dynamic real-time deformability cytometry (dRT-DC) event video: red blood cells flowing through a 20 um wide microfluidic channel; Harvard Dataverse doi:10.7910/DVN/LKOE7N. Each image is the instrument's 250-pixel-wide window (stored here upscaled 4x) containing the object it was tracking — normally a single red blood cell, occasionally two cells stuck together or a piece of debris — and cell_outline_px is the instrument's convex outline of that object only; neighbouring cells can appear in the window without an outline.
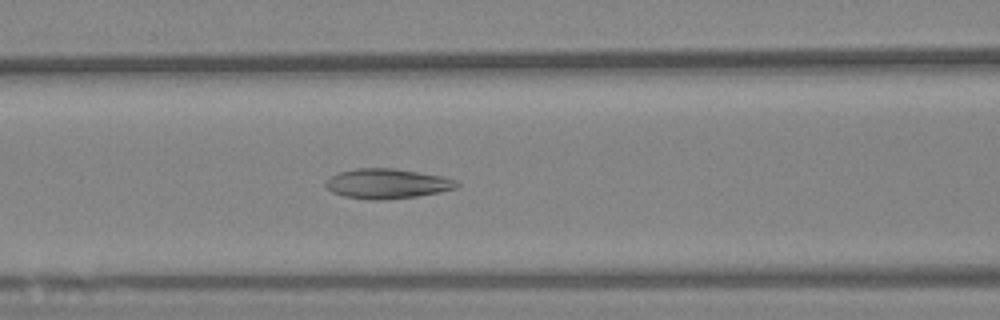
{"species": "Egyptian fruit bat (a non-hibernating species)", "species_latin": "Rousettus aegyptiacus", "temperature_condition": "warm", "stored_images_in_passage": 50, "camera_frame_rate_fps": 3000, "um_per_image_px": 0.085, "animal": {"sex": "female"}, "frame": {"image": 1, "passage_image": 19, "time_ms": 6.0, "image_size_px": [1000, 320], "cell_outline_px": [[460, 184], [456, 188], [440, 192], [416, 196], [384, 200], [368, 200], [344, 196], [332, 192], [324, 184], [332, 176], [340, 172], [356, 168], [392, 168], [440, 176], [456, 180]], "centroid_in_image_um": [32.9, 15.62], "position_along_channel_um": 133.7, "area_um2": 22.6}}
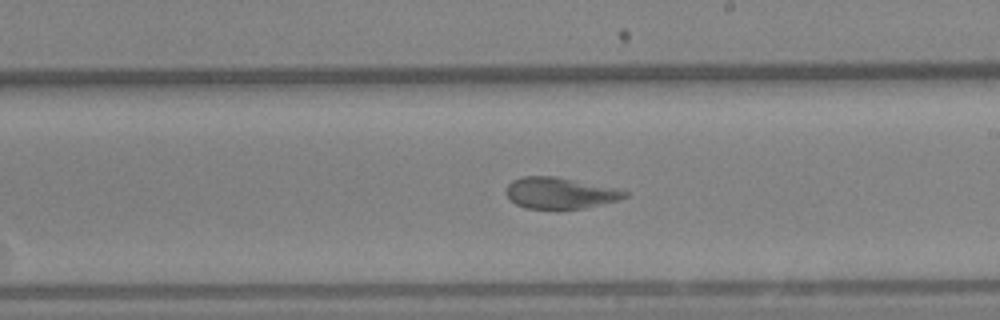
{"frame": {"image": 2, "passage_image": 29, "time_ms": 9.333, "image_size_px": [1000, 320], "cell_outline_px": [[628, 196], [620, 200], [584, 208], [524, 208], [516, 204], [504, 192], [508, 184], [512, 180], [524, 176], [556, 176], [612, 188], [628, 192]], "centroid_in_image_um": [47.56, 16.4], "position_along_channel_um": 241.4, "area_um2": 21.33}}
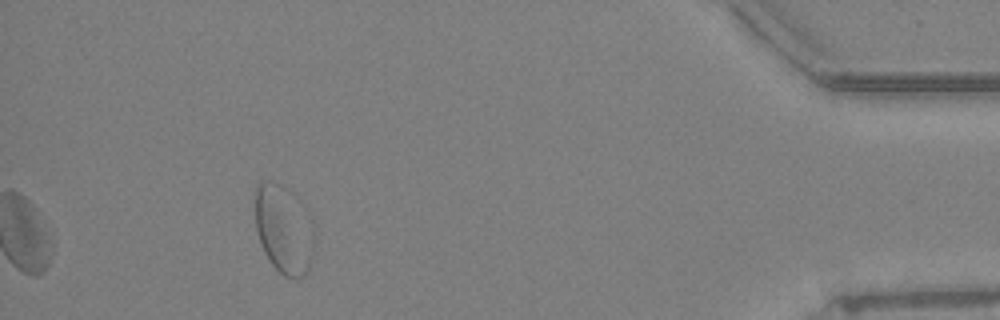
{"frame": {"image": 3, "passage_image": 50, "time_ms": 16.333, "image_size_px": [1000, 320], "cell_outline_px": [[308, 268], [300, 276], [284, 276], [272, 264], [264, 252], [260, 244], [256, 228], [256, 184], [260, 180], [272, 180], [288, 188], [300, 200], [308, 264]], "centroid_in_image_um": [23.89, 19.37], "position_along_channel_um": 411.3, "area_um2": 27.57}, "authors_computed_cell_mechanics": {"area_um2": 22.542, "velocity_mm_per_s": 3.2682, "shape_relaxation_time_tau1_ms": null, "shape_relaxation_time_tau2_ms": 1.4867, "deformation_change_tau1": null, "deformation_change_tau2": 0.0752}}